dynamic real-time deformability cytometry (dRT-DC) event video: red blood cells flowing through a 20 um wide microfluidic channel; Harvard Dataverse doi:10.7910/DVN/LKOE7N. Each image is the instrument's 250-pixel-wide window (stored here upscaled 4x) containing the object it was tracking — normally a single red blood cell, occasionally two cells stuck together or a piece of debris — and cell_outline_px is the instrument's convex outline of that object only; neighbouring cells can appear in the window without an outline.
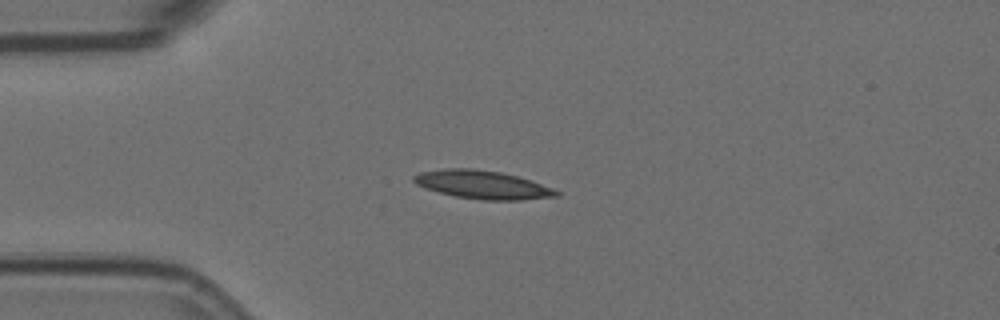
{"species": "Egyptian fruit bat (a non-hibernating species)", "species_latin": "Rousettus aegyptiacus", "temperature_condition": "room temperature", "stored_images_in_passage": 5, "camera_frame_rate_fps": 3000, "um_per_image_px": 0.085, "animal": {"sex": "female"}, "frame": {"image": 1, "passage_image": 3, "time_ms": 0.667, "image_size_px": [1000, 320], "cell_outline_px": [[560, 196], [520, 200], [484, 200], [456, 196], [424, 188], [416, 184], [412, 180], [412, 176], [420, 172], [444, 168], [472, 168], [500, 172], [516, 176], [552, 188], [560, 192]], "centroid_in_image_um": [40.97, 15.69], "position_along_channel_um": 44.0, "area_um2": 23.35}}
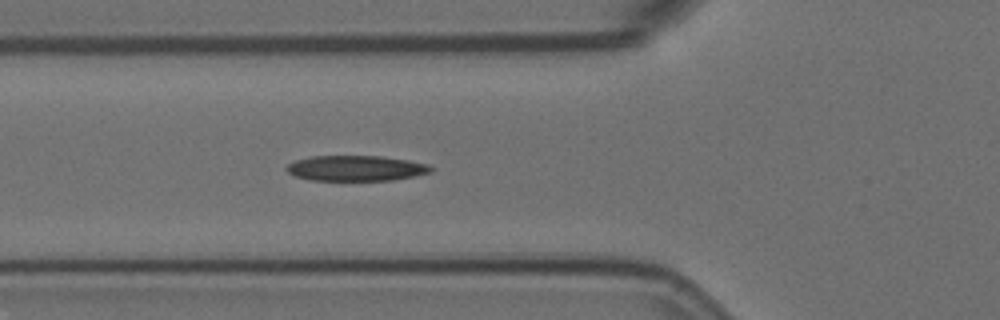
{"frame": {"image": 2, "passage_image": 5, "time_ms": 1.333, "image_size_px": [1000, 320], "cell_outline_px": [[436, 168], [432, 172], [392, 180], [308, 180], [296, 176], [288, 172], [284, 168], [288, 164], [296, 160], [312, 156], [380, 156], [408, 160], [428, 164]], "centroid_in_image_um": [30.27, 14.3], "position_along_channel_um": 95.5, "area_um2": 21.39}}